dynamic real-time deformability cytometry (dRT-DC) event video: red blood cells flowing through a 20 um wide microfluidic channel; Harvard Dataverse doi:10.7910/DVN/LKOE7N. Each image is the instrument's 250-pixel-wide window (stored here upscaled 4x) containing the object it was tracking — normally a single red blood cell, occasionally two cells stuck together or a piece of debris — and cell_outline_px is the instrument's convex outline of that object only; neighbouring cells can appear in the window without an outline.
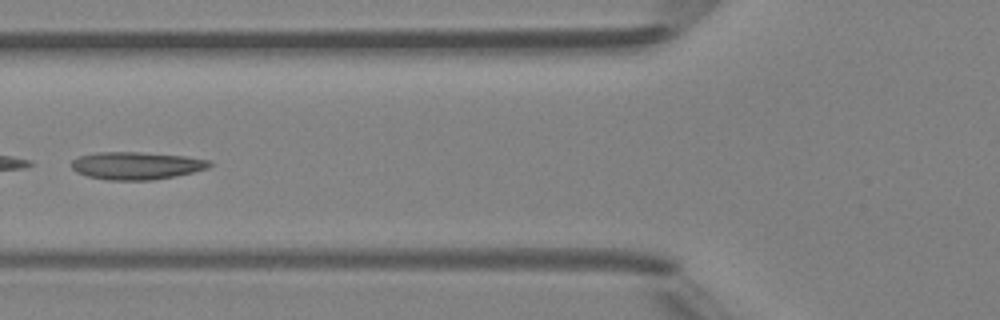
{"species": "Egyptian fruit bat (a non-hibernating species)", "species_latin": "Rousettus aegyptiacus", "temperature_condition": "room temperature", "stored_images_in_passage": 6, "camera_frame_rate_fps": 3000, "um_per_image_px": 0.085, "animal": {"sex": "female"}, "frame": {"image": 1, "passage_image": 5, "time_ms": 5.333, "image_size_px": [1000, 320], "cell_outline_px": [[212, 164], [208, 168], [192, 172], [152, 180], [108, 180], [88, 176], [76, 172], [72, 168], [72, 160], [80, 156], [96, 152], [140, 152], [184, 156], [208, 160]], "centroid_in_image_um": [11.56, 14.07], "position_along_channel_um": 114.2, "area_um2": 21.96}}
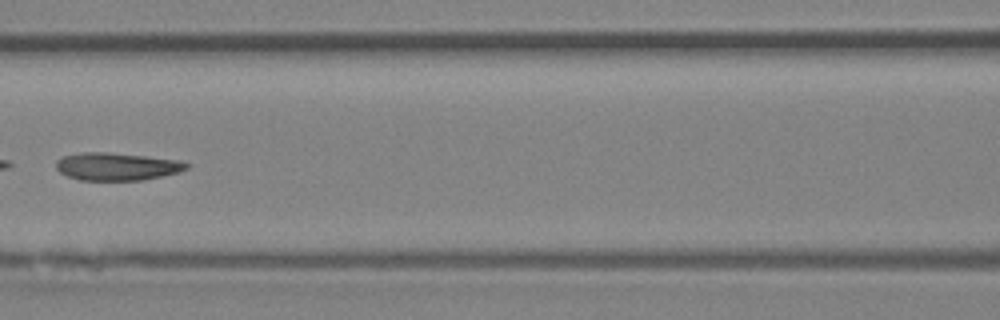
{"frame": {"image": 2, "passage_image": 6, "time_ms": 6.333, "image_size_px": [1000, 320], "cell_outline_px": [[188, 168], [180, 172], [144, 180], [80, 180], [68, 176], [60, 172], [56, 168], [56, 160], [64, 156], [80, 152], [108, 152], [180, 160], [188, 164]], "centroid_in_image_um": [9.93, 14.15], "position_along_channel_um": 156.7, "area_um2": 21.04}}